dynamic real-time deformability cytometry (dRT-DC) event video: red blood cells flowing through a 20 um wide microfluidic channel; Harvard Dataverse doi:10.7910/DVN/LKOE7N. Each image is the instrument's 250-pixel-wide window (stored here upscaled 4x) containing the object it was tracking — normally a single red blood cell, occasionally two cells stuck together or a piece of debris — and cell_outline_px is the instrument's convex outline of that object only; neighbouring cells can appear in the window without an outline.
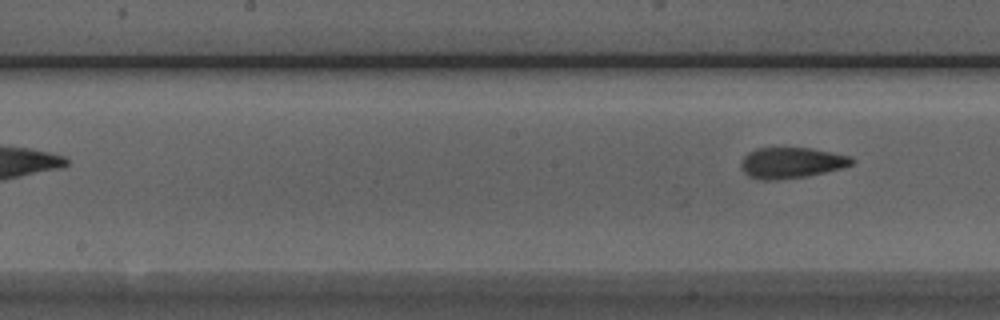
{"species": "Egyptian fruit bat (a non-hibernating species)", "species_latin": "Rousettus aegyptiacus", "temperature_condition": "room temperature", "stored_images_in_passage": 7, "segment_of_instrument_passage": [2, 2], "camera_frame_rate_fps": 3000, "um_per_image_px": 0.085, "animal": {"sex": "male"}, "frame": {"image": 1, "passage_image": 7, "time_ms": 7.0, "image_size_px": [1000, 320], "cell_outline_px": [[856, 160], [852, 164], [840, 168], [808, 176], [776, 180], [756, 180], [748, 176], [740, 168], [740, 164], [744, 156], [748, 152], [756, 148], [812, 148], [848, 156]], "centroid_in_image_um": [67.21, 13.84], "position_along_channel_um": 181.0, "area_um2": 19.94}}